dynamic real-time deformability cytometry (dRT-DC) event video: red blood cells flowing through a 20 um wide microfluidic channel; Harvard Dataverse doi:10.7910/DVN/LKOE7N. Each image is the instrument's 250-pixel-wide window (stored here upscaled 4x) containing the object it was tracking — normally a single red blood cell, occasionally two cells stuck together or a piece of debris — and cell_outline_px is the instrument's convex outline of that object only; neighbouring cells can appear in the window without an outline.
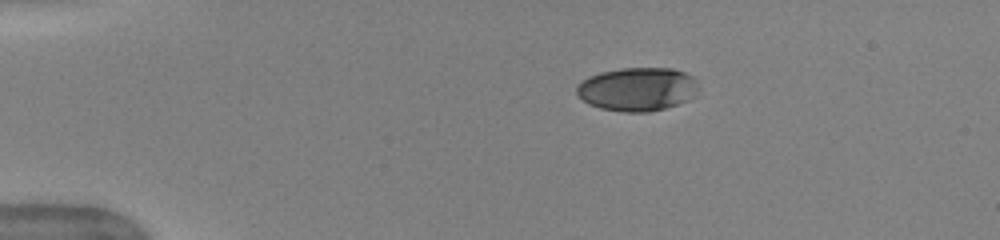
{"species": "human", "species_latin": "Homo sapiens", "temperature_condition": "warm", "stored_images_in_passage": 42, "camera_frame_rate_fps": 3000, "um_per_image_px": 0.085, "donor": {"sex": "female"}, "frame": {"image": 1, "passage_image": 1, "time_ms": 0.0, "image_size_px": [1000, 240], "cell_outline_px": [[700, 88], [688, 100], [664, 108], [648, 112], [624, 112], [600, 108], [584, 100], [576, 92], [576, 88], [584, 80], [600, 72], [620, 68], [672, 68], [684, 72], [692, 76], [696, 80]], "centroid_in_image_um": [54.22, 7.57], "position_along_channel_um": 30.8, "area_um2": 30.63}}
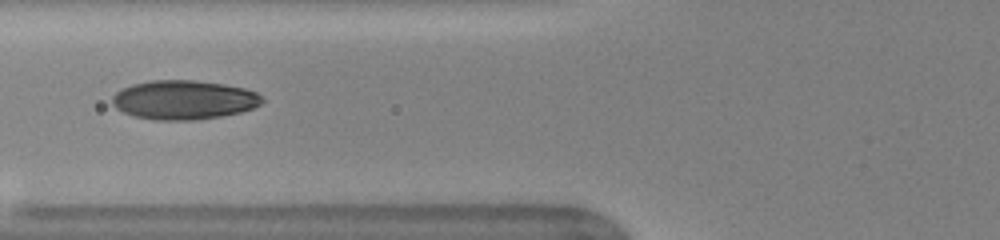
{"frame": {"image": 2, "passage_image": 12, "time_ms": 3.667, "image_size_px": [1000, 240], "cell_outline_px": [[264, 100], [260, 104], [252, 108], [240, 112], [220, 116], [196, 120], [156, 120], [132, 116], [116, 108], [112, 104], [112, 96], [120, 88], [132, 84], [152, 80], [196, 80], [224, 84], [244, 88], [256, 92]], "centroid_in_image_um": [15.59, 8.48], "position_along_channel_um": 110.2, "area_um2": 34.28}}
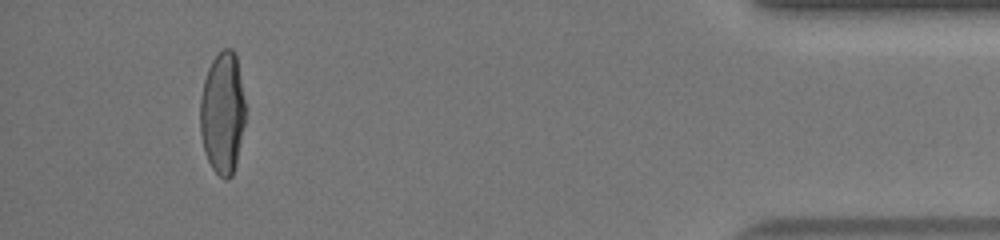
{"frame": {"image": 3, "passage_image": 39, "time_ms": 12.667, "image_size_px": [1000, 240], "cell_outline_px": [[248, 108], [236, 164], [232, 176], [228, 180], [224, 180], [212, 168], [208, 160], [204, 148], [200, 132], [200, 100], [204, 80], [208, 68], [212, 60], [224, 48], [232, 48], [236, 52]], "centroid_in_image_um": [18.96, 9.57], "position_along_channel_um": 416.2, "area_um2": 32.95}, "authors_computed_cell_mechanics": {"area_um2": 33.4373, "velocity_mm_per_s": 4.0079, "shape_relaxation_time_tau1_ms": 4.2275, "shape_relaxation_time_tau2_ms": 0.8173, "deformation_change_tau1": 0.1906, "deformation_change_tau2": 0.0613}}